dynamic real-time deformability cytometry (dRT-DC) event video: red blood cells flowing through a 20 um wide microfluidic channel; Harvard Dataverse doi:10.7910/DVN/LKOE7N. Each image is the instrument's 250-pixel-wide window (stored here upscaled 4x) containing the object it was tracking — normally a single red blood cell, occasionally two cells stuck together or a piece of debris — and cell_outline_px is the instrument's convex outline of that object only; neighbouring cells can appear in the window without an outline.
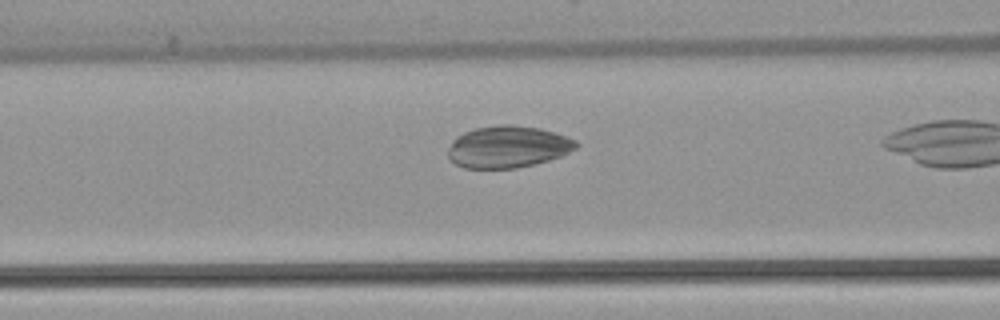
{"species": "common noctule bat (a hibernating species)", "species_latin": "Nyctalus noctula", "temperature_condition": "warm", "stored_images_in_passage": 19, "camera_frame_rate_fps": 3000, "um_per_image_px": 0.085, "animal": {"sex": "female", "body_mass_g": 22.7, "forearm_length_mm": 54.2}, "frame": {"image": 1, "passage_image": 14, "time_ms": 4.333, "image_size_px": [1000, 320], "cell_outline_px": [[580, 144], [576, 148], [560, 156], [548, 160], [516, 168], [464, 168], [456, 164], [448, 156], [448, 148], [452, 140], [456, 136], [464, 132], [476, 128], [500, 124], [508, 124], [540, 128], [568, 136], [576, 140]], "centroid_in_image_um": [43.17, 12.47], "position_along_channel_um": 123.4, "area_um2": 31.27}}